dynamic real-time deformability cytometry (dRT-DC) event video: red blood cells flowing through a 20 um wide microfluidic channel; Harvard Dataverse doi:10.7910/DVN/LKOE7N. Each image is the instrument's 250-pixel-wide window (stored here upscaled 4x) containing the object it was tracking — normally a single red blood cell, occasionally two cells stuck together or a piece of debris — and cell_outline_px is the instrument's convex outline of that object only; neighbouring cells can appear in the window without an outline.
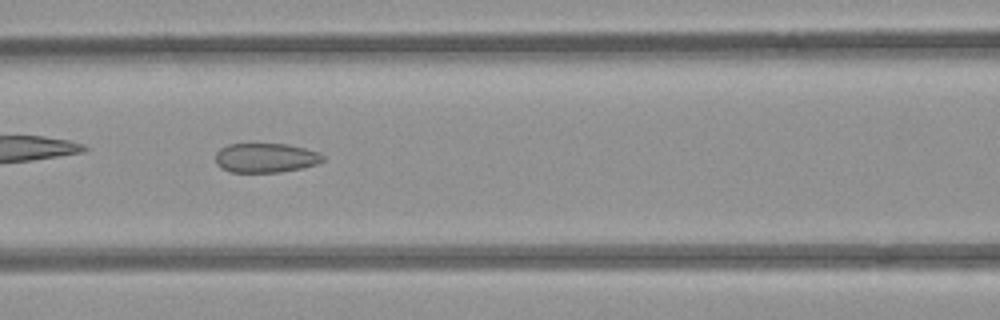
{"species": "common noctule bat (a hibernating species)", "species_latin": "Nyctalus noctula", "temperature_condition": "room temperature", "stored_images_in_passage": 50, "camera_frame_rate_fps": 3000, "um_per_image_px": 0.085, "animal": {"sex": "female", "body_mass_g": 21.9}, "frame": {"image": 1, "passage_image": 22, "time_ms": 7.0, "image_size_px": [1000, 320], "cell_outline_px": [[324, 160], [316, 164], [304, 168], [280, 172], [232, 172], [220, 168], [216, 164], [216, 152], [220, 148], [228, 144], [288, 144], [320, 152], [324, 156]], "centroid_in_image_um": [22.59, 13.42], "position_along_channel_um": 144.0, "area_um2": 18.55}}
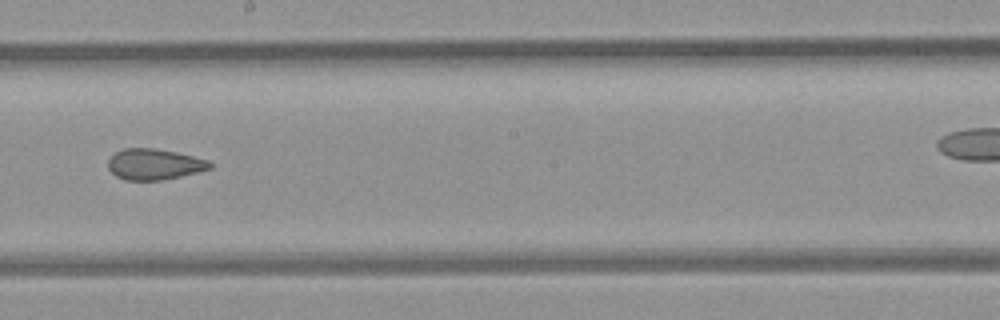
{"frame": {"image": 2, "passage_image": 29, "time_ms": 9.333, "image_size_px": [1000, 320], "cell_outline_px": [[212, 168], [180, 176], [160, 180], [124, 180], [116, 176], [108, 168], [108, 160], [116, 152], [124, 148], [156, 148], [176, 152], [208, 160], [212, 164]], "centroid_in_image_um": [13.1, 13.96], "position_along_channel_um": 235.1, "area_um2": 18.21}}